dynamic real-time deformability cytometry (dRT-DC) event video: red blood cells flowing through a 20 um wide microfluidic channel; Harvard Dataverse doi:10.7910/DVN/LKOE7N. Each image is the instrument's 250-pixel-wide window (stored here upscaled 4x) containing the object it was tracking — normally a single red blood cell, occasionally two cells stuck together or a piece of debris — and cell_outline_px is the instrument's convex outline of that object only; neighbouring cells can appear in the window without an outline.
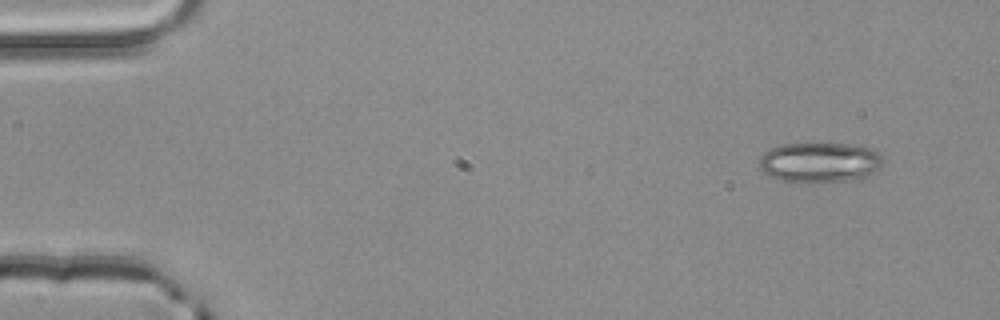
{"species": "common noctule bat (a hibernating species)", "species_latin": "Nyctalus noctula", "temperature_condition": "room temperature", "stored_images_in_passage": 3, "camera_frame_rate_fps": 3000, "um_per_image_px": 0.085, "animal": {"sex": "male", "body_mass_g": 20.4}, "frame": {"image": 1, "passage_image": 1, "time_ms": 0.0, "image_size_px": [1000, 320], "cell_outline_px": [[884, 160], [880, 168], [876, 172], [860, 180], [804, 184], [792, 184], [768, 176], [760, 168], [760, 156], [764, 152], [780, 144], [848, 144], [872, 148], [880, 152]], "centroid_in_image_um": [69.71, 13.85], "position_along_channel_um": 15.3, "area_um2": 29.94}}